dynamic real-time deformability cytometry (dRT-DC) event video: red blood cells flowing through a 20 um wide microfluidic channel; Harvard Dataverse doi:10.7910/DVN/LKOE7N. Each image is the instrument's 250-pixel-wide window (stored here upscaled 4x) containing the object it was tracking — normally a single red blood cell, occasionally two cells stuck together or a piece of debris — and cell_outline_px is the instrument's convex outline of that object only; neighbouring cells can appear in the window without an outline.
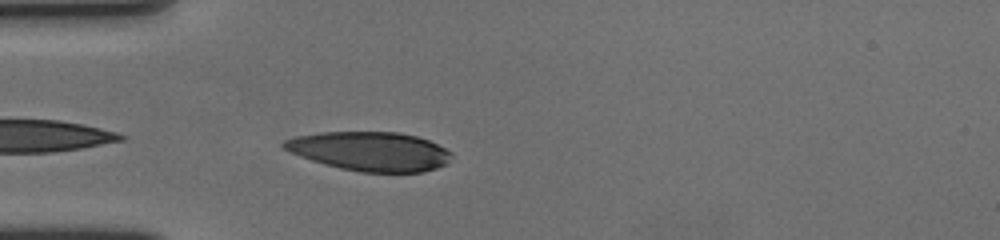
{"species": "human", "species_latin": "Homo sapiens", "temperature_condition": "cold", "stored_images_in_passage": 27, "camera_frame_rate_fps": 3000, "um_per_image_px": 0.085, "donor": {"sex": "female"}, "frame": {"image": 1, "passage_image": 2, "time_ms": 0.333, "image_size_px": [1000, 240], "cell_outline_px": [[452, 156], [448, 164], [424, 172], [360, 172], [340, 168], [324, 164], [288, 152], [280, 144], [284, 140], [296, 136], [320, 132], [400, 132], [416, 136], [428, 140], [452, 152]], "centroid_in_image_um": [31.45, 12.86], "position_along_channel_um": 53.6, "area_um2": 38.32}}
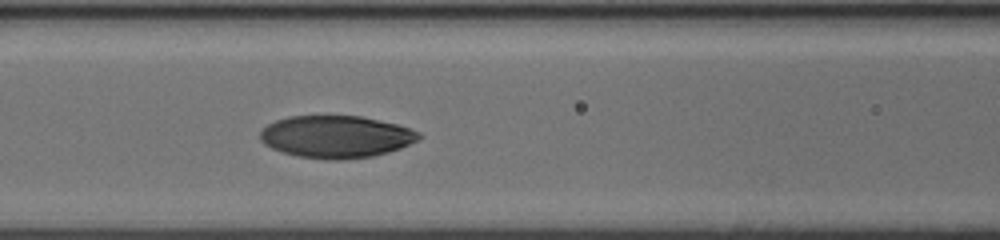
{"frame": {"image": 2, "passage_image": 10, "time_ms": 3.0, "image_size_px": [1000, 240], "cell_outline_px": [[424, 136], [400, 148], [388, 152], [372, 156], [340, 160], [328, 160], [300, 156], [284, 152], [272, 148], [264, 144], [260, 140], [260, 132], [268, 124], [276, 120], [288, 116], [360, 116], [396, 124], [420, 132]], "centroid_in_image_um": [28.56, 11.62], "position_along_channel_um": 138.0, "area_um2": 38.84}}
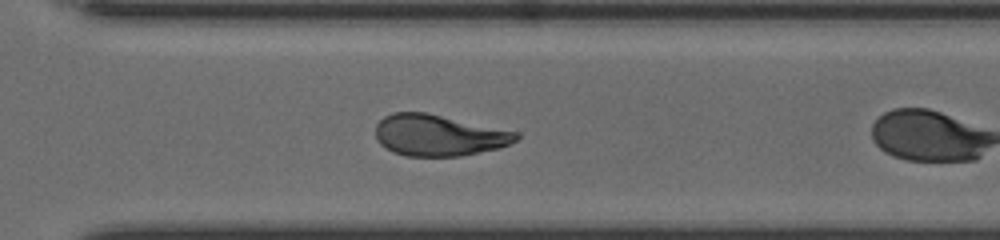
{"frame": {"image": 3, "passage_image": 23, "time_ms": 7.333, "image_size_px": [1000, 240], "cell_outline_px": [[520, 136], [516, 140], [500, 148], [460, 156], [404, 156], [392, 152], [384, 148], [376, 140], [376, 124], [384, 116], [392, 112], [428, 112], [520, 132]], "centroid_in_image_um": [37.28, 11.49], "position_along_channel_um": 333.3, "area_um2": 34.28}}